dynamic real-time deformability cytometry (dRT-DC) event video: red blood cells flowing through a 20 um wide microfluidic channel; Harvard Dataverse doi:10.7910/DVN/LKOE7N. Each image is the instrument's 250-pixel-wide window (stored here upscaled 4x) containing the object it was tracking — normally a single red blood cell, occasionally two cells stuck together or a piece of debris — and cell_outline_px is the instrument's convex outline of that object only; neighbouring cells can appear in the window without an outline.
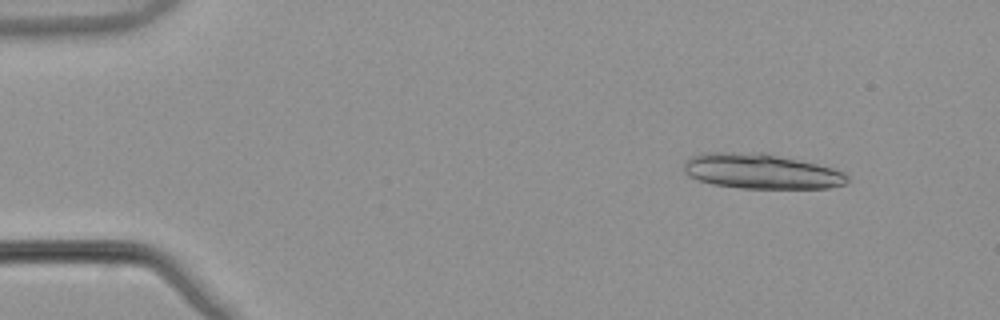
{"species": "common noctule bat (a hibernating species)", "species_latin": "Nyctalus noctula", "temperature_condition": "warm", "stored_images_in_passage": 18, "camera_frame_rate_fps": 3000, "um_per_image_px": 0.085, "animal": {"sex": "male", "body_mass_g": 21.5, "forearm_length_mm": 52.0}, "frame": {"image": 1, "passage_image": 3, "time_ms": 0.667, "image_size_px": [1000, 320], "cell_outline_px": [[848, 180], [844, 184], [828, 188], [740, 188], [712, 184], [688, 176], [684, 172], [684, 164], [692, 156], [700, 152], [764, 152], [816, 164], [832, 168], [844, 172], [848, 176]], "centroid_in_image_um": [64.67, 14.55], "position_along_channel_um": 20.3, "area_um2": 33.41}}